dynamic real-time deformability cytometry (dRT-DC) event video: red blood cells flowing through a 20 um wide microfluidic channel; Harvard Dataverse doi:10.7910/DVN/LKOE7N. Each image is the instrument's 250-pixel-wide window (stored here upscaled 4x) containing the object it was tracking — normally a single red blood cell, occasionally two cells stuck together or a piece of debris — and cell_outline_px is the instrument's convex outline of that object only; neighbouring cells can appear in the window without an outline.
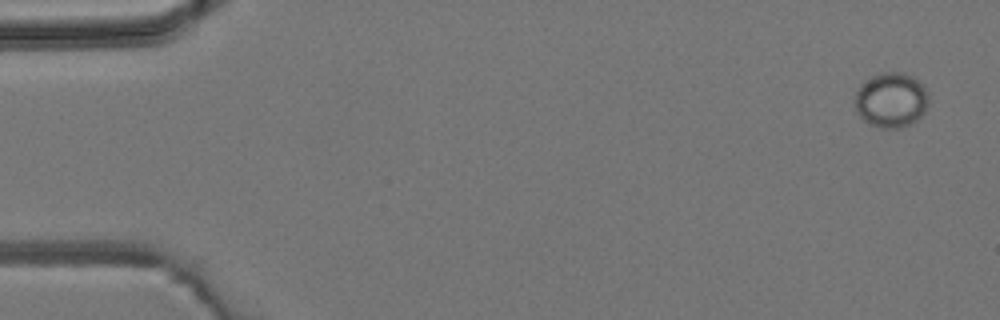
{"species": "common noctule bat (a hibernating species)", "species_latin": "Nyctalus noctula", "temperature_condition": "room temperature", "stored_images_in_passage": 2, "camera_frame_rate_fps": 3000, "um_per_image_px": 0.085, "animal": {"sex": "male", "body_mass_g": 19.2, "forearm_length_mm": 51.8}, "frame": {"image": 1, "passage_image": 2, "time_ms": 2.0, "image_size_px": [1000, 320], "cell_outline_px": [[928, 100], [924, 112], [912, 124], [900, 128], [880, 128], [868, 124], [860, 116], [856, 108], [856, 92], [860, 84], [872, 76], [880, 72], [904, 72], [912, 76], [924, 84], [928, 92]], "centroid_in_image_um": [75.76, 8.49], "position_along_channel_um": 9.2, "area_um2": 23.81}}